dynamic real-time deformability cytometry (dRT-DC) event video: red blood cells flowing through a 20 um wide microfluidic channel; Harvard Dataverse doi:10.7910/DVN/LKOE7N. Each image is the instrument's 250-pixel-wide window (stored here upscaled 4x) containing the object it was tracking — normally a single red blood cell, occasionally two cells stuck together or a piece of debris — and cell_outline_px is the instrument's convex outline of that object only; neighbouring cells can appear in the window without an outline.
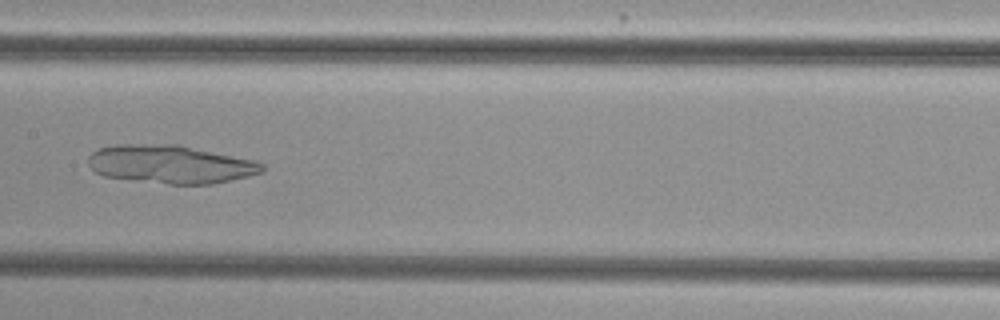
{"species": "common noctule bat (a hibernating species)", "species_latin": "Nyctalus noctula", "temperature_condition": "cold", "stored_images_in_passage": 46, "camera_frame_rate_fps": 3000, "um_per_image_px": 0.085, "animal": {"sex": "female", "body_mass_g": 29.2, "forearm_length_mm": 56.3}, "frame": {"image": 1, "passage_image": 20, "time_ms": 6.333, "image_size_px": [1000, 320], "cell_outline_px": [[264, 172], [248, 176], [212, 184], [168, 184], [104, 176], [96, 172], [88, 164], [88, 156], [92, 152], [100, 148], [112, 144], [176, 144], [260, 160], [264, 164]], "centroid_in_image_um": [14.54, 13.95], "position_along_channel_um": 192.9, "area_um2": 39.13}}
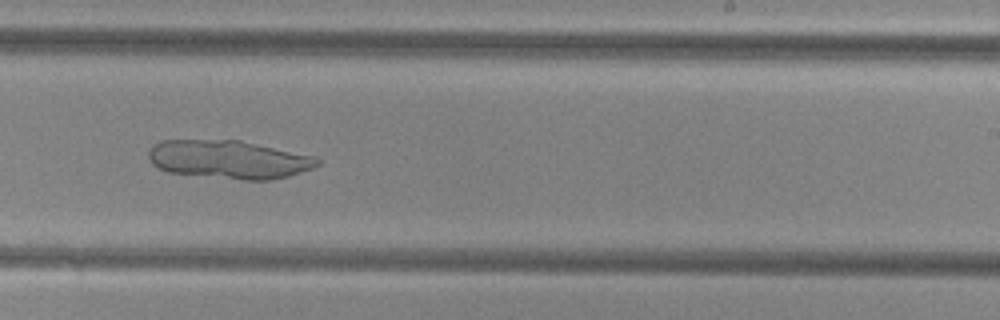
{"frame": {"image": 2, "passage_image": 26, "time_ms": 8.333, "image_size_px": [1000, 320], "cell_outline_px": [[320, 164], [312, 168], [288, 176], [268, 180], [244, 180], [168, 172], [152, 164], [148, 156], [148, 152], [152, 144], [160, 140], [240, 140], [316, 156], [320, 160]], "centroid_in_image_um": [19.45, 13.54], "position_along_channel_um": 269.6, "area_um2": 37.8}}
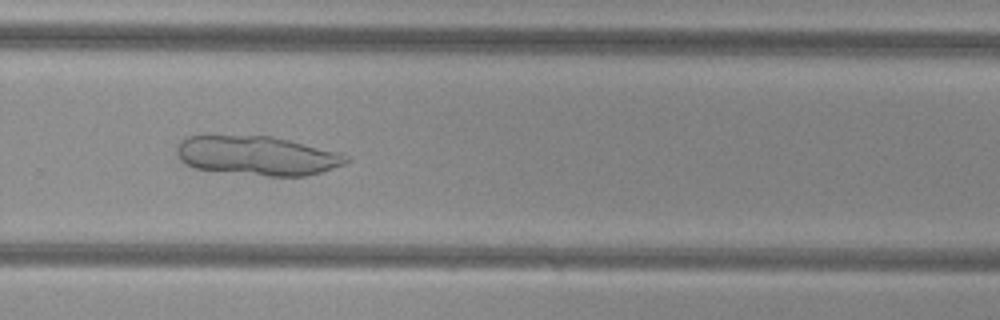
{"frame": {"image": 3, "passage_image": 29, "time_ms": 9.333, "image_size_px": [1000, 320], "cell_outline_px": [[352, 160], [344, 164], [308, 176], [268, 176], [196, 168], [184, 164], [176, 156], [176, 148], [180, 140], [188, 136], [272, 136], [340, 152], [348, 156]], "centroid_in_image_um": [21.87, 13.23], "position_along_channel_um": 307.9, "area_um2": 38.67}}